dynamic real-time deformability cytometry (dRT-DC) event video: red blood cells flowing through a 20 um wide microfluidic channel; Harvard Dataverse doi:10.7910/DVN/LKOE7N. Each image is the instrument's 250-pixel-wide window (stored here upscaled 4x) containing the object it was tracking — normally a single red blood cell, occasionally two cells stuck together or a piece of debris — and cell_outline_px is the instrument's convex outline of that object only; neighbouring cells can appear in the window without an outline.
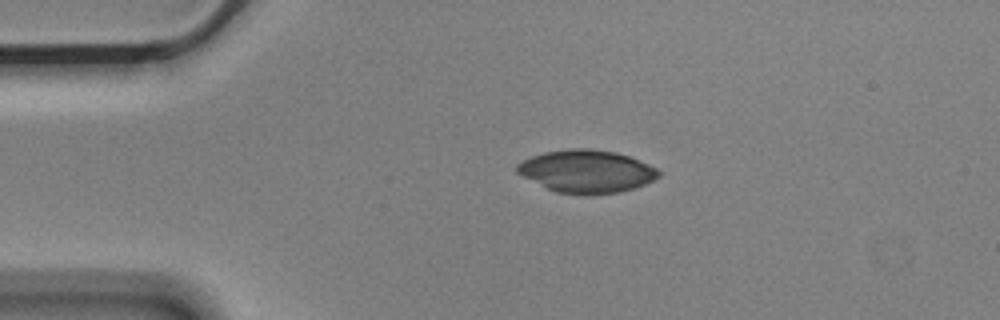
{"species": "Egyptian fruit bat (a non-hibernating species)", "species_latin": "Rousettus aegyptiacus", "temperature_condition": "cold", "stored_images_in_passage": 2, "camera_frame_rate_fps": 3000, "um_per_image_px": 0.085, "animal": {"sex": "male"}, "frame": {"image": 1, "passage_image": 1, "time_ms": 0.0, "image_size_px": [1000, 320], "cell_outline_px": [[660, 176], [644, 184], [620, 192], [556, 192], [516, 172], [516, 164], [532, 156], [544, 152], [568, 148], [588, 148], [616, 152], [628, 156], [648, 164], [656, 168], [660, 172]], "centroid_in_image_um": [49.85, 14.51], "position_along_channel_um": 35.1, "area_um2": 34.22}}